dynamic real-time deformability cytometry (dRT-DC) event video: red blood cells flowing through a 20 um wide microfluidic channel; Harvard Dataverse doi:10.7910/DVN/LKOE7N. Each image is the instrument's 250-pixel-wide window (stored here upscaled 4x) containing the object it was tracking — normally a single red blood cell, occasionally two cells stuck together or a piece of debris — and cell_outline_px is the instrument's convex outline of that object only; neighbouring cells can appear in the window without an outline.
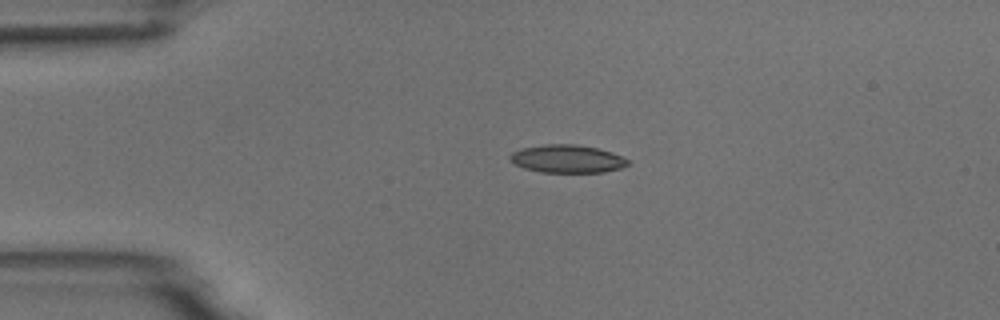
{"species": "common noctule bat (a hibernating species)", "species_latin": "Nyctalus noctula", "temperature_condition": "room temperature", "stored_images_in_passage": 2, "camera_frame_rate_fps": 3000, "um_per_image_px": 0.085, "animal": {"sex": "male", "body_mass_g": 18.8}, "frame": {"image": 1, "passage_image": 1, "time_ms": 0.0, "image_size_px": [1000, 320], "cell_outline_px": [[632, 164], [620, 168], [604, 172], [540, 172], [524, 168], [508, 160], [508, 156], [512, 152], [524, 148], [544, 144], [576, 144], [596, 148], [612, 152], [628, 160]], "centroid_in_image_um": [48.21, 13.5], "position_along_channel_um": 36.8, "area_um2": 19.19}}